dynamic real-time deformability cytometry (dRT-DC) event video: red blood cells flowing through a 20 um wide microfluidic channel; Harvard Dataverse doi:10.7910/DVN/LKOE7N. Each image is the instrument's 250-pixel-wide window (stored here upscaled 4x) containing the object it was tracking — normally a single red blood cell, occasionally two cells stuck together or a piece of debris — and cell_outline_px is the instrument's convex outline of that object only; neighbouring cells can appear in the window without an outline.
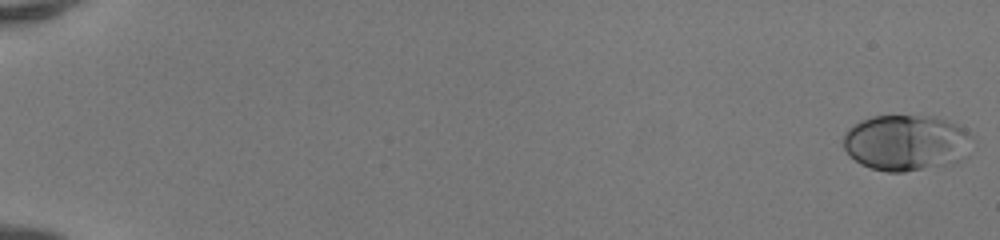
{"species": "human", "species_latin": "Homo sapiens", "temperature_condition": "room temperature", "stored_images_in_passage": 51, "camera_frame_rate_fps": 3000, "um_per_image_px": 0.085, "donor": {"sex": "female"}, "frame": {"image": 1, "passage_image": 1, "time_ms": 0.0, "image_size_px": [1000, 240], "cell_outline_px": [[976, 136], [960, 160], [956, 164], [904, 172], [888, 172], [872, 168], [860, 164], [844, 148], [844, 132], [848, 128], [860, 120], [872, 116], [936, 116], [956, 124], [964, 128]], "centroid_in_image_um": [77.06, 12.13], "position_along_channel_um": 7.9, "area_um2": 42.43}}
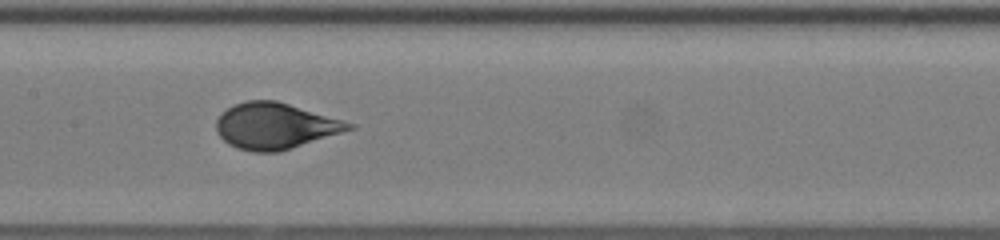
{"frame": {"image": 2, "passage_image": 28, "time_ms": 9.0, "image_size_px": [1000, 240], "cell_outline_px": [[356, 128], [280, 152], [252, 152], [236, 148], [228, 144], [216, 132], [216, 120], [228, 108], [236, 104], [248, 100], [276, 100], [356, 124]], "centroid_in_image_um": [23.4, 10.72], "position_along_channel_um": 184.0, "area_um2": 35.55}}
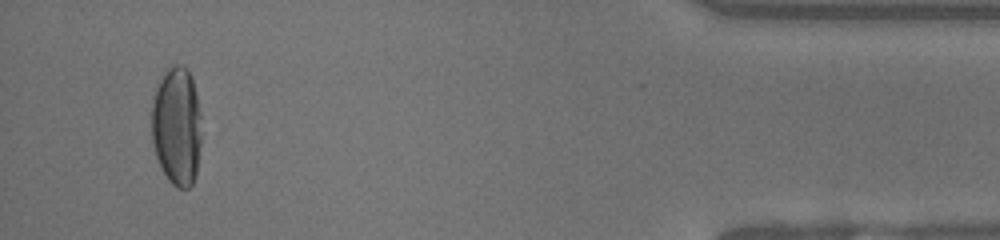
{"frame": {"image": 3, "passage_image": 49, "time_ms": 16.0, "image_size_px": [1000, 240], "cell_outline_px": [[200, 144], [196, 176], [192, 184], [188, 188], [176, 188], [168, 180], [156, 156], [152, 144], [152, 104], [156, 88], [164, 72], [172, 64], [184, 64], [188, 68], [196, 92], [200, 116]], "centroid_in_image_um": [15.02, 10.71], "position_along_channel_um": 420.2, "area_um2": 34.62}, "authors_computed_cell_mechanics": {"area_um2": 36.0094, "velocity_mm_per_s": 4.1849, "shape_relaxation_time_tau1_ms": 4.3097, "shape_relaxation_time_tau2_ms": null, "deformation_change_tau1": 0.2162, "deformation_change_tau2": null}}